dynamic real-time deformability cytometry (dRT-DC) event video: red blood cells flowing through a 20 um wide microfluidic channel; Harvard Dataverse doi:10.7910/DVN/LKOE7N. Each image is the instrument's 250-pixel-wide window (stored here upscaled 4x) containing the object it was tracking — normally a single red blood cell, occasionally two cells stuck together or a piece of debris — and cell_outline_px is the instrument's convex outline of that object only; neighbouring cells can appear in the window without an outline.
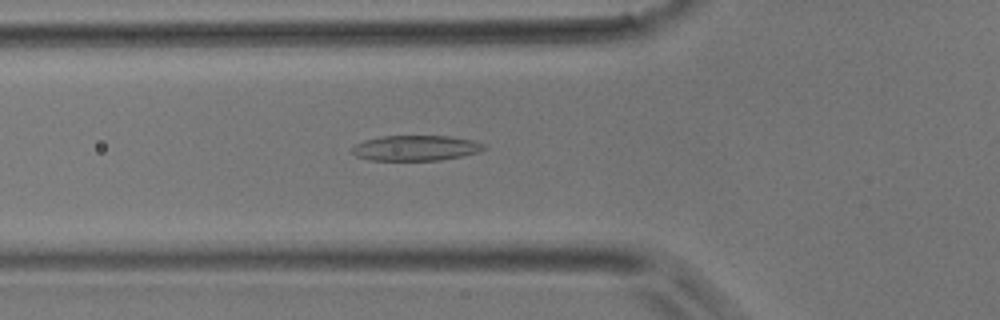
{"species": "common noctule bat (a hibernating species)", "species_latin": "Nyctalus noctula", "temperature_condition": "room temperature", "stored_images_in_passage": 3, "camera_frame_rate_fps": 3000, "um_per_image_px": 0.085, "animal": {"sex": "male", "body_mass_g": 17.9}, "frame": {"image": 1, "passage_image": 3, "time_ms": 0.667, "image_size_px": [1000, 320], "cell_outline_px": [[488, 148], [480, 152], [440, 160], [368, 160], [356, 156], [352, 152], [352, 148], [356, 144], [364, 140], [380, 136], [448, 136], [472, 140], [484, 144]], "centroid_in_image_um": [35.34, 12.58], "position_along_channel_um": 90.5, "area_um2": 19.48}}